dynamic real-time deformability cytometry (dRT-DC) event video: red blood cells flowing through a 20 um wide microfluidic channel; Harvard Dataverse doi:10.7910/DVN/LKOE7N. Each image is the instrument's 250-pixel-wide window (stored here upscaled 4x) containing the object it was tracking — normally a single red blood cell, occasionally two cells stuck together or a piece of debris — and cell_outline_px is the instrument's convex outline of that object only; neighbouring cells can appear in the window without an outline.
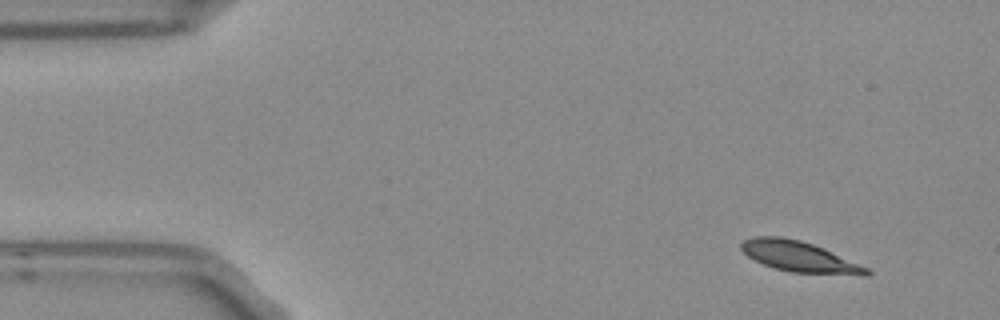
{"species": "Egyptian fruit bat (a non-hibernating species)", "species_latin": "Rousettus aegyptiacus", "temperature_condition": "room temperature", "stored_images_in_passage": 6, "camera_frame_rate_fps": 3000, "um_per_image_px": 0.085, "frame": {"image": 1, "passage_image": 2, "time_ms": 0.333, "image_size_px": [1000, 320], "cell_outline_px": [[872, 272], [868, 276], [860, 276], [792, 272], [772, 268], [748, 256], [740, 248], [740, 244], [744, 240], [756, 236], [780, 236], [800, 240], [812, 244], [868, 268]], "centroid_in_image_um": [67.95, 21.83], "position_along_channel_um": 17.1, "area_um2": 22.2}}